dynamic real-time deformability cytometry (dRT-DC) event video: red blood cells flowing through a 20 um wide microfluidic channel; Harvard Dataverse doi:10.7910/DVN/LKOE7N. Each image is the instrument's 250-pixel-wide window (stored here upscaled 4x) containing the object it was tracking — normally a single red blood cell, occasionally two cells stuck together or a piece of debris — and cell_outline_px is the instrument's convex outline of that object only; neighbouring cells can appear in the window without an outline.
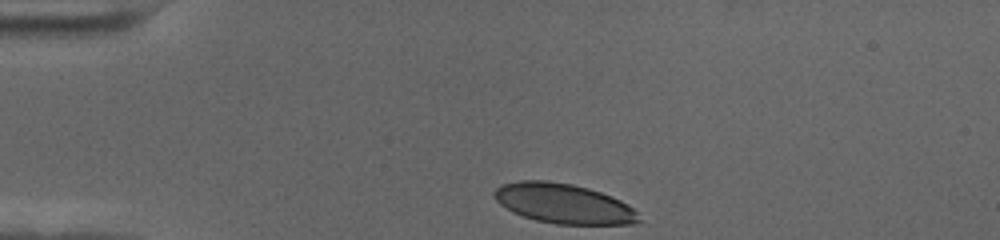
{"species": "human", "species_latin": "Homo sapiens", "temperature_condition": "cold", "stored_images_in_passage": 29, "camera_frame_rate_fps": 3000, "um_per_image_px": 0.085, "donor": {"sex": "female"}, "frame": {"image": 1, "passage_image": 1, "time_ms": 0.0, "image_size_px": [1000, 240], "cell_outline_px": [[640, 220], [632, 224], [556, 224], [536, 220], [512, 212], [500, 204], [496, 200], [492, 192], [500, 184], [520, 180], [548, 180], [572, 184], [588, 188], [612, 196], [620, 200], [632, 208], [636, 212]], "centroid_in_image_um": [47.86, 17.29], "position_along_channel_um": 37.1, "area_um2": 33.52}}
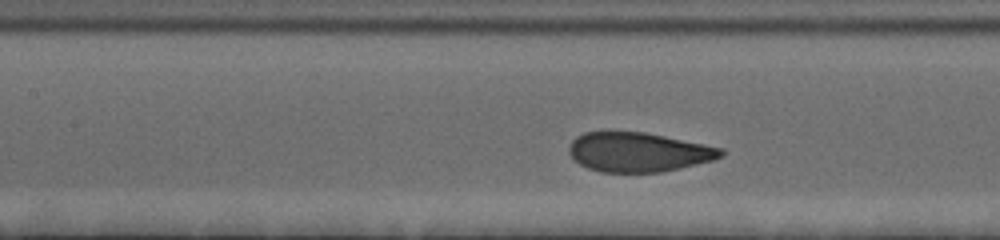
{"frame": {"image": 2, "passage_image": 15, "time_ms": 4.667, "image_size_px": [1000, 240], "cell_outline_px": [[724, 156], [712, 160], [680, 168], [660, 172], [600, 172], [588, 168], [580, 164], [568, 152], [568, 148], [572, 140], [576, 136], [584, 132], [644, 132], [724, 148]], "centroid_in_image_um": [54.26, 12.93], "position_along_channel_um": 153.1, "area_um2": 34.74}}
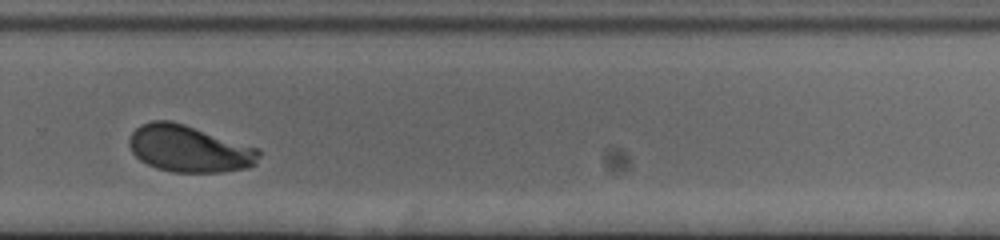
{"frame": {"image": 3, "passage_image": 29, "time_ms": 9.333, "image_size_px": [1000, 240], "cell_outline_px": [[260, 156], [256, 164], [248, 168], [224, 172], [172, 172], [156, 168], [140, 160], [132, 152], [128, 144], [128, 140], [132, 132], [140, 124], [152, 120], [168, 120], [184, 124], [260, 148]], "centroid_in_image_um": [16.09, 12.64], "position_along_channel_um": 313.7, "area_um2": 35.66}}